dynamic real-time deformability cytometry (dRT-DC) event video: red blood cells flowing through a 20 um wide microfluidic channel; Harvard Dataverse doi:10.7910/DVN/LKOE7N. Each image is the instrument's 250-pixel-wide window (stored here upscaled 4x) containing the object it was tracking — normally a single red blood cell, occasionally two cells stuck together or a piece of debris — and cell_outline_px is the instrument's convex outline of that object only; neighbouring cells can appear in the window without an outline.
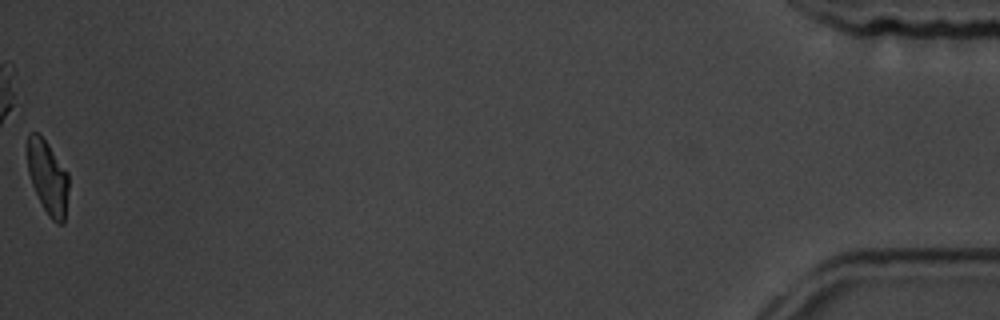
{"species": "common noctule bat (a hibernating species)", "species_latin": "Nyctalus noctula", "temperature_condition": "room temperature", "stored_images_in_passage": 54, "camera_frame_rate_fps": 3000, "um_per_image_px": 0.085, "animal": {"sex": "male", "body_mass_g": 19.5, "forearm_length_mm": 54.6}, "frame": {"image": 1, "passage_image": 54, "time_ms": 17.667, "image_size_px": [1000, 320], "cell_outline_px": [[68, 188], [64, 224], [56, 224], [48, 216], [32, 184], [28, 172], [28, 132], [36, 132], [48, 144], [68, 172]], "centroid_in_image_um": [4.07, 15.1], "position_along_channel_um": 431.1, "area_um2": 17.46}, "authors_computed_cell_mechanics": {"area_um2": 19.5075, "velocity_mm_per_s": 3.7543, "shape_relaxation_time_tau1_ms": 3.5276, "shape_relaxation_time_tau2_ms": 2.0532, "deformation_change_tau1": 0.1254, "deformation_change_tau2": 0.0693}}